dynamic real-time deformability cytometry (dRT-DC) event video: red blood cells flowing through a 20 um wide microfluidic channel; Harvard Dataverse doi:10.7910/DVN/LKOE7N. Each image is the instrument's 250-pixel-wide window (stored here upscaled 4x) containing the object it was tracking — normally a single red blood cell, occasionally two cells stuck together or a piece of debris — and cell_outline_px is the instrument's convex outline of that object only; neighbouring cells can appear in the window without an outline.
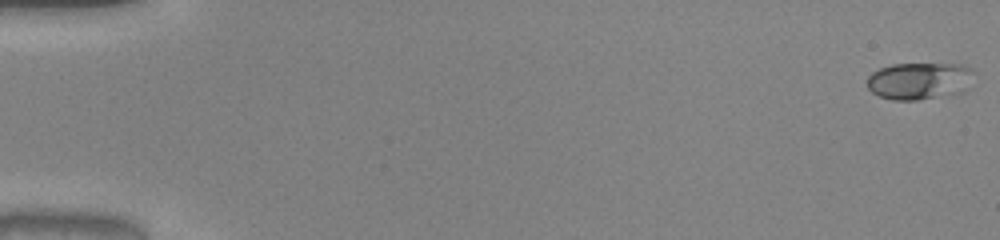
{"species": "common noctule bat (a hibernating species)", "species_latin": "Nyctalus noctula", "temperature_condition": "warm", "stored_images_in_passage": 52, "camera_frame_rate_fps": 3000, "um_per_image_px": 0.085, "animal": {"sex": "male", "body_mass_g": 20.0, "forearm_length_mm": 53.3}, "frame": {"image": 1, "passage_image": 1, "time_ms": 0.0, "image_size_px": [1000, 240], "cell_outline_px": [[976, 72], [968, 88], [964, 92], [916, 100], [892, 100], [880, 96], [872, 92], [868, 88], [868, 76], [872, 72], [880, 68], [892, 64], [964, 64], [972, 68]], "centroid_in_image_um": [78.2, 6.86], "position_along_channel_um": 6.8, "area_um2": 23.35}}
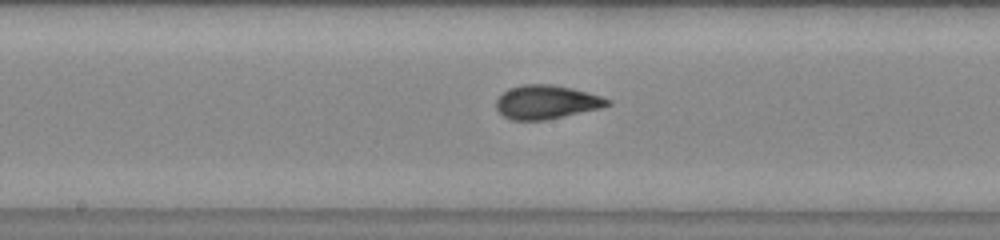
{"frame": {"image": 2, "passage_image": 28, "time_ms": 9.0, "image_size_px": [1000, 240], "cell_outline_px": [[612, 104], [600, 108], [544, 120], [512, 120], [504, 116], [496, 108], [496, 100], [508, 88], [524, 84], [552, 84], [572, 88], [600, 96], [612, 100]], "centroid_in_image_um": [46.44, 8.67], "position_along_channel_um": 201.8, "area_um2": 21.73}}
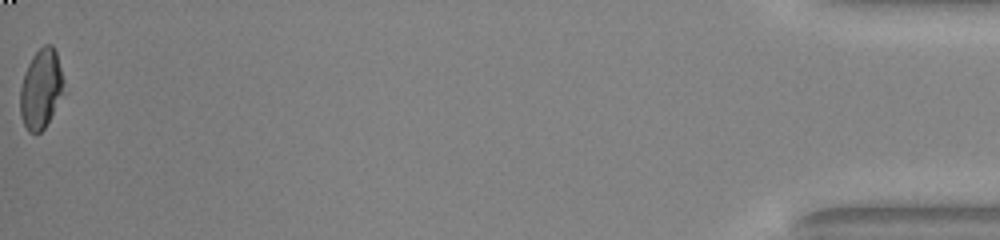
{"frame": {"image": 3, "passage_image": 52, "time_ms": 17.0, "image_size_px": [1000, 240], "cell_outline_px": [[64, 80], [60, 92], [52, 112], [44, 128], [40, 132], [28, 132], [20, 116], [20, 88], [24, 72], [32, 56], [44, 44], [52, 44], [56, 52]], "centroid_in_image_um": [3.43, 7.51], "position_along_channel_um": 431.8, "area_um2": 19.59}, "authors_computed_cell_mechanics": {"area_um2": 21.2415, "velocity_mm_per_s": 4.0572, "shape_relaxation_time_tau1_ms": 5.9354, "shape_relaxation_time_tau2_ms": 0.6295, "deformation_change_tau1": 0.2059, "deformation_change_tau2": 0.0599}}